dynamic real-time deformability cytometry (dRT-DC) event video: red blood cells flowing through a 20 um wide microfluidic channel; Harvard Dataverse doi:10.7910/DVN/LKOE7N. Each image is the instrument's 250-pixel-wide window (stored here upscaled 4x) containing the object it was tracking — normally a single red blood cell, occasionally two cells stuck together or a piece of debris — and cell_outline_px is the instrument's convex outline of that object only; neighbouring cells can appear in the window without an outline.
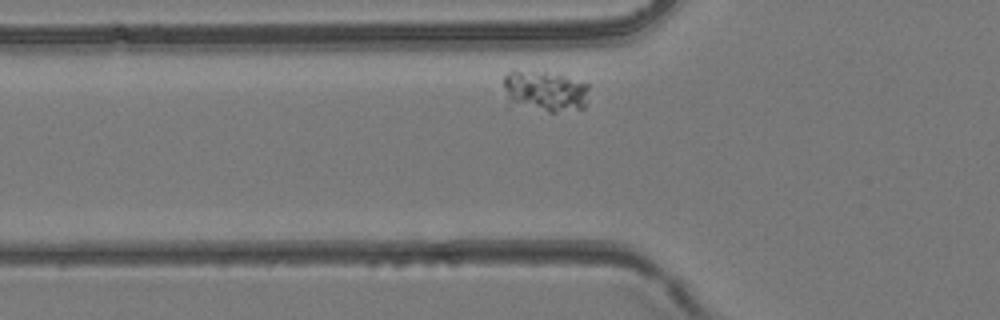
{"species": "common noctule bat (a hibernating species)", "species_latin": "Nyctalus noctula", "temperature_condition": "room temperature", "stored_images_in_passage": 27, "camera_frame_rate_fps": 3000, "um_per_image_px": 0.085, "animal": {"sex": "female", "body_mass_g": 24.6, "forearm_length_mm": 56.2}, "frame": {"image": 1, "passage_image": 3, "time_ms": 0.667, "image_size_px": [1000, 320], "cell_outline_px": [[592, 84], [584, 108], [556, 112], [548, 112], [504, 108], [504, 76], [512, 68], [544, 72], [564, 76]], "centroid_in_image_um": [46.21, 7.79], "position_along_channel_um": 79.6, "area_um2": 22.02}}
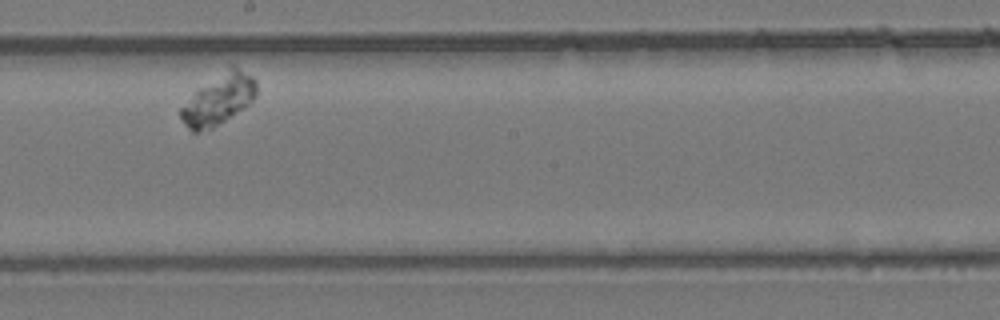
{"frame": {"image": 2, "passage_image": 14, "time_ms": 4.333, "image_size_px": [1000, 320], "cell_outline_px": [[256, 96], [244, 108], [212, 128], [200, 132], [192, 132], [184, 124], [180, 116], [180, 108], [200, 88], [232, 64], [252, 76], [256, 80]], "centroid_in_image_um": [18.6, 8.47], "position_along_channel_um": 229.6, "area_um2": 21.79}}
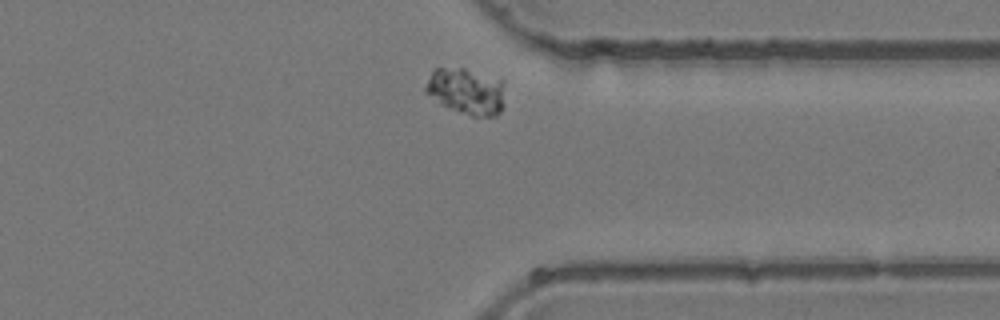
{"frame": {"image": 3, "passage_image": 24, "time_ms": 7.667, "image_size_px": [1000, 320], "cell_outline_px": [[504, 80], [500, 112], [496, 116], [472, 116], [440, 104], [424, 92], [424, 88], [432, 72], [436, 68], [464, 68]], "centroid_in_image_um": [39.62, 7.75], "position_along_channel_um": 371.8, "area_um2": 21.15}}